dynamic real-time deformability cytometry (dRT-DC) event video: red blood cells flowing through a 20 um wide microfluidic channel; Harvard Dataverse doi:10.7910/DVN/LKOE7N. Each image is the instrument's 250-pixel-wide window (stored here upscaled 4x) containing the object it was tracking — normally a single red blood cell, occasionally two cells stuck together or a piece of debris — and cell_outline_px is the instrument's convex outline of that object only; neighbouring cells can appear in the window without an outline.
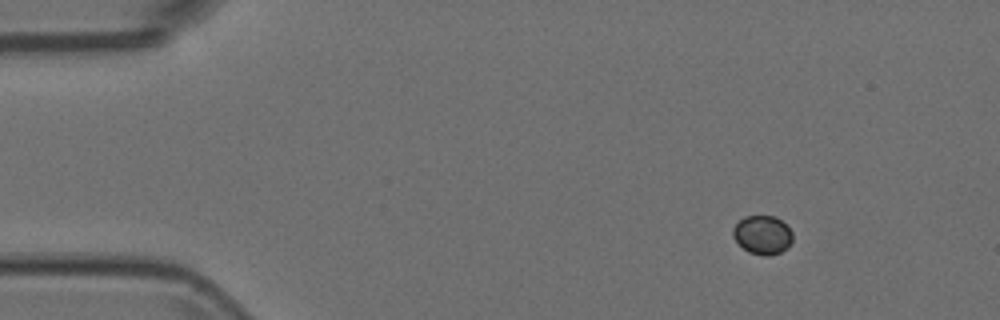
{"species": "Egyptian fruit bat (a non-hibernating species)", "species_latin": "Rousettus aegyptiacus", "temperature_condition": "room temperature", "stored_images_in_passage": 48, "camera_frame_rate_fps": 3000, "um_per_image_px": 0.085, "animal": {"sex": "female"}, "frame": {"image": 1, "passage_image": 1, "time_ms": 0.0, "image_size_px": [1000, 320], "cell_outline_px": [[792, 244], [788, 248], [780, 252], [768, 256], [764, 256], [748, 252], [732, 236], [732, 228], [744, 216], [776, 216], [792, 232]], "centroid_in_image_um": [64.82, 19.97], "position_along_channel_um": 20.2, "area_um2": 13.47}}
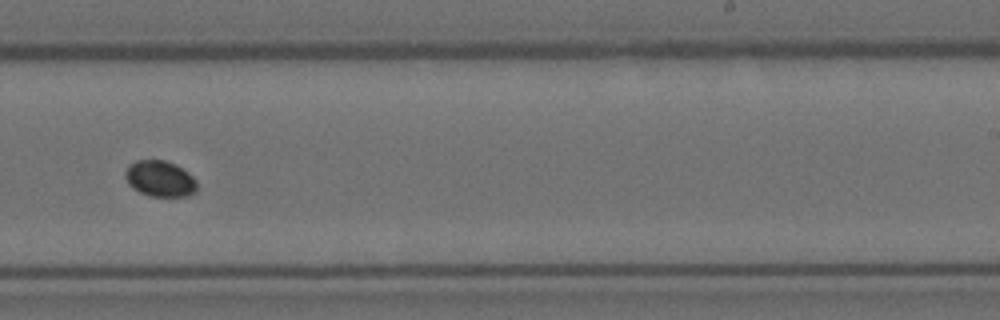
{"frame": {"image": 2, "passage_image": 28, "time_ms": 9.0, "image_size_px": [1000, 320], "cell_outline_px": [[196, 192], [188, 196], [148, 196], [132, 188], [128, 184], [124, 176], [124, 172], [128, 164], [136, 160], [164, 160], [176, 164], [188, 172], [196, 180]], "centroid_in_image_um": [13.57, 15.18], "position_along_channel_um": 275.4, "area_um2": 15.26}}
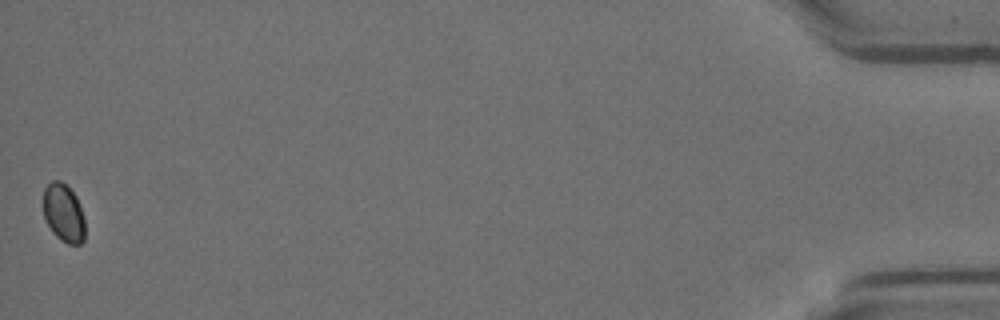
{"frame": {"image": 3, "passage_image": 48, "time_ms": 15.667, "image_size_px": [1000, 320], "cell_outline_px": [[84, 240], [80, 244], [68, 244], [60, 240], [52, 232], [44, 216], [44, 188], [52, 180], [60, 180], [76, 196], [80, 204], [84, 216]], "centroid_in_image_um": [5.42, 18.11], "position_along_channel_um": 429.8, "area_um2": 14.1}}